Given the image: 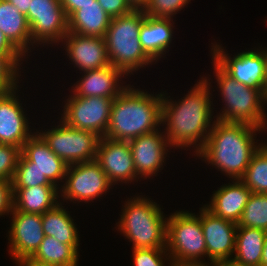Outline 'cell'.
I'll use <instances>...</instances> for the list:
<instances>
[{
  "label": "cell",
  "instance_id": "6da1fadb",
  "mask_svg": "<svg viewBox=\"0 0 267 266\" xmlns=\"http://www.w3.org/2000/svg\"><path fill=\"white\" fill-rule=\"evenodd\" d=\"M208 78L202 76L179 101H172L170 96L166 97L168 93L162 92L161 124L166 125L164 133L170 148L186 150L189 147L190 150L193 147L197 154L205 144L215 121L210 93L212 82Z\"/></svg>",
  "mask_w": 267,
  "mask_h": 266
},
{
  "label": "cell",
  "instance_id": "7a4b0ae2",
  "mask_svg": "<svg viewBox=\"0 0 267 266\" xmlns=\"http://www.w3.org/2000/svg\"><path fill=\"white\" fill-rule=\"evenodd\" d=\"M260 131L263 129L246 123L216 119L205 144L194 155L231 178V182L241 179L252 156L262 145L258 140L255 142V135Z\"/></svg>",
  "mask_w": 267,
  "mask_h": 266
},
{
  "label": "cell",
  "instance_id": "3957f363",
  "mask_svg": "<svg viewBox=\"0 0 267 266\" xmlns=\"http://www.w3.org/2000/svg\"><path fill=\"white\" fill-rule=\"evenodd\" d=\"M133 87L114 98L104 137L129 141L162 126V92L149 94Z\"/></svg>",
  "mask_w": 267,
  "mask_h": 266
},
{
  "label": "cell",
  "instance_id": "277c9868",
  "mask_svg": "<svg viewBox=\"0 0 267 266\" xmlns=\"http://www.w3.org/2000/svg\"><path fill=\"white\" fill-rule=\"evenodd\" d=\"M150 199L140 195L123 203L117 231L132 242V249L166 248L167 217Z\"/></svg>",
  "mask_w": 267,
  "mask_h": 266
},
{
  "label": "cell",
  "instance_id": "5b68a950",
  "mask_svg": "<svg viewBox=\"0 0 267 266\" xmlns=\"http://www.w3.org/2000/svg\"><path fill=\"white\" fill-rule=\"evenodd\" d=\"M214 76L222 102L225 104L215 118L224 122L246 123L267 129L266 94L256 87L246 86L228 75L213 59Z\"/></svg>",
  "mask_w": 267,
  "mask_h": 266
},
{
  "label": "cell",
  "instance_id": "8992f818",
  "mask_svg": "<svg viewBox=\"0 0 267 266\" xmlns=\"http://www.w3.org/2000/svg\"><path fill=\"white\" fill-rule=\"evenodd\" d=\"M145 16L142 10H133L125 16L112 18L104 37L110 64L126 76L154 62L139 40Z\"/></svg>",
  "mask_w": 267,
  "mask_h": 266
},
{
  "label": "cell",
  "instance_id": "52a82bcc",
  "mask_svg": "<svg viewBox=\"0 0 267 266\" xmlns=\"http://www.w3.org/2000/svg\"><path fill=\"white\" fill-rule=\"evenodd\" d=\"M199 210L200 215L176 211L167 217L166 250L172 263L203 262L207 256Z\"/></svg>",
  "mask_w": 267,
  "mask_h": 266
},
{
  "label": "cell",
  "instance_id": "ba28073f",
  "mask_svg": "<svg viewBox=\"0 0 267 266\" xmlns=\"http://www.w3.org/2000/svg\"><path fill=\"white\" fill-rule=\"evenodd\" d=\"M55 128L36 130L52 150L67 165L96 159L100 136L94 132L68 126L63 120ZM42 131V132H41Z\"/></svg>",
  "mask_w": 267,
  "mask_h": 266
},
{
  "label": "cell",
  "instance_id": "9c48e42d",
  "mask_svg": "<svg viewBox=\"0 0 267 266\" xmlns=\"http://www.w3.org/2000/svg\"><path fill=\"white\" fill-rule=\"evenodd\" d=\"M212 59L238 82L267 92V48L259 47L229 56L224 47L211 43Z\"/></svg>",
  "mask_w": 267,
  "mask_h": 266
},
{
  "label": "cell",
  "instance_id": "30bf717a",
  "mask_svg": "<svg viewBox=\"0 0 267 266\" xmlns=\"http://www.w3.org/2000/svg\"><path fill=\"white\" fill-rule=\"evenodd\" d=\"M64 181L59 190L61 201L73 203L93 202L114 186L95 160L68 165Z\"/></svg>",
  "mask_w": 267,
  "mask_h": 266
},
{
  "label": "cell",
  "instance_id": "8fae6325",
  "mask_svg": "<svg viewBox=\"0 0 267 266\" xmlns=\"http://www.w3.org/2000/svg\"><path fill=\"white\" fill-rule=\"evenodd\" d=\"M113 100L69 95L64 101L61 120L72 128L91 131L102 138L107 132Z\"/></svg>",
  "mask_w": 267,
  "mask_h": 266
},
{
  "label": "cell",
  "instance_id": "7c38bea8",
  "mask_svg": "<svg viewBox=\"0 0 267 266\" xmlns=\"http://www.w3.org/2000/svg\"><path fill=\"white\" fill-rule=\"evenodd\" d=\"M26 17L36 46L60 44L68 33V17L60 0H32Z\"/></svg>",
  "mask_w": 267,
  "mask_h": 266
},
{
  "label": "cell",
  "instance_id": "4fadbf2b",
  "mask_svg": "<svg viewBox=\"0 0 267 266\" xmlns=\"http://www.w3.org/2000/svg\"><path fill=\"white\" fill-rule=\"evenodd\" d=\"M95 161L114 185L132 183L136 179L137 182L140 179L136 173L128 141L100 138Z\"/></svg>",
  "mask_w": 267,
  "mask_h": 266
},
{
  "label": "cell",
  "instance_id": "5bb4252c",
  "mask_svg": "<svg viewBox=\"0 0 267 266\" xmlns=\"http://www.w3.org/2000/svg\"><path fill=\"white\" fill-rule=\"evenodd\" d=\"M8 231L9 252L14 260L32 257L44 239L41 214L25 213L13 209Z\"/></svg>",
  "mask_w": 267,
  "mask_h": 266
},
{
  "label": "cell",
  "instance_id": "9a60e30c",
  "mask_svg": "<svg viewBox=\"0 0 267 266\" xmlns=\"http://www.w3.org/2000/svg\"><path fill=\"white\" fill-rule=\"evenodd\" d=\"M160 130V131H159ZM129 140L137 175L142 179L157 176L163 169L170 146L161 129ZM169 147V149H168Z\"/></svg>",
  "mask_w": 267,
  "mask_h": 266
},
{
  "label": "cell",
  "instance_id": "2e32d148",
  "mask_svg": "<svg viewBox=\"0 0 267 266\" xmlns=\"http://www.w3.org/2000/svg\"><path fill=\"white\" fill-rule=\"evenodd\" d=\"M19 87L0 92V144H10L22 149L23 144L34 134L25 110L20 103Z\"/></svg>",
  "mask_w": 267,
  "mask_h": 266
},
{
  "label": "cell",
  "instance_id": "e0dca14e",
  "mask_svg": "<svg viewBox=\"0 0 267 266\" xmlns=\"http://www.w3.org/2000/svg\"><path fill=\"white\" fill-rule=\"evenodd\" d=\"M201 227L206 242L207 260H232L237 224L215 216L203 205Z\"/></svg>",
  "mask_w": 267,
  "mask_h": 266
},
{
  "label": "cell",
  "instance_id": "ac0fdd59",
  "mask_svg": "<svg viewBox=\"0 0 267 266\" xmlns=\"http://www.w3.org/2000/svg\"><path fill=\"white\" fill-rule=\"evenodd\" d=\"M62 46L66 49L69 61L79 71L98 69L110 64L105 38L68 32L63 38Z\"/></svg>",
  "mask_w": 267,
  "mask_h": 266
},
{
  "label": "cell",
  "instance_id": "d6986e66",
  "mask_svg": "<svg viewBox=\"0 0 267 266\" xmlns=\"http://www.w3.org/2000/svg\"><path fill=\"white\" fill-rule=\"evenodd\" d=\"M80 73L83 75L73 85L74 87L72 86V93L80 97L115 98L130 85H123L120 82L126 75L111 64Z\"/></svg>",
  "mask_w": 267,
  "mask_h": 266
},
{
  "label": "cell",
  "instance_id": "ffe728a7",
  "mask_svg": "<svg viewBox=\"0 0 267 266\" xmlns=\"http://www.w3.org/2000/svg\"><path fill=\"white\" fill-rule=\"evenodd\" d=\"M21 154L32 162V167L44 174L51 184L60 189L59 183H64L68 165L50 150L37 132H34L23 144Z\"/></svg>",
  "mask_w": 267,
  "mask_h": 266
},
{
  "label": "cell",
  "instance_id": "44dd1931",
  "mask_svg": "<svg viewBox=\"0 0 267 266\" xmlns=\"http://www.w3.org/2000/svg\"><path fill=\"white\" fill-rule=\"evenodd\" d=\"M252 191L240 179L223 184L204 206L215 216L238 224Z\"/></svg>",
  "mask_w": 267,
  "mask_h": 266
},
{
  "label": "cell",
  "instance_id": "7402d4cb",
  "mask_svg": "<svg viewBox=\"0 0 267 266\" xmlns=\"http://www.w3.org/2000/svg\"><path fill=\"white\" fill-rule=\"evenodd\" d=\"M173 26L174 22L171 18L145 16L140 28L139 40L144 52L154 63L169 52L168 48L173 40Z\"/></svg>",
  "mask_w": 267,
  "mask_h": 266
},
{
  "label": "cell",
  "instance_id": "603a6c76",
  "mask_svg": "<svg viewBox=\"0 0 267 266\" xmlns=\"http://www.w3.org/2000/svg\"><path fill=\"white\" fill-rule=\"evenodd\" d=\"M0 31L24 56L35 46L26 15L6 0H0Z\"/></svg>",
  "mask_w": 267,
  "mask_h": 266
},
{
  "label": "cell",
  "instance_id": "cb8c5ba5",
  "mask_svg": "<svg viewBox=\"0 0 267 266\" xmlns=\"http://www.w3.org/2000/svg\"><path fill=\"white\" fill-rule=\"evenodd\" d=\"M13 189V209L25 213L44 214L60 203L56 186H34ZM59 199V201H57Z\"/></svg>",
  "mask_w": 267,
  "mask_h": 266
},
{
  "label": "cell",
  "instance_id": "d4e9b609",
  "mask_svg": "<svg viewBox=\"0 0 267 266\" xmlns=\"http://www.w3.org/2000/svg\"><path fill=\"white\" fill-rule=\"evenodd\" d=\"M111 19L98 1L97 4H87L68 18V32L104 38Z\"/></svg>",
  "mask_w": 267,
  "mask_h": 266
},
{
  "label": "cell",
  "instance_id": "484cf974",
  "mask_svg": "<svg viewBox=\"0 0 267 266\" xmlns=\"http://www.w3.org/2000/svg\"><path fill=\"white\" fill-rule=\"evenodd\" d=\"M267 231L237 226L232 260L241 266H260Z\"/></svg>",
  "mask_w": 267,
  "mask_h": 266
},
{
  "label": "cell",
  "instance_id": "4316f807",
  "mask_svg": "<svg viewBox=\"0 0 267 266\" xmlns=\"http://www.w3.org/2000/svg\"><path fill=\"white\" fill-rule=\"evenodd\" d=\"M64 207L60 202L41 215L44 234L68 245H80L74 219Z\"/></svg>",
  "mask_w": 267,
  "mask_h": 266
},
{
  "label": "cell",
  "instance_id": "83f0119b",
  "mask_svg": "<svg viewBox=\"0 0 267 266\" xmlns=\"http://www.w3.org/2000/svg\"><path fill=\"white\" fill-rule=\"evenodd\" d=\"M80 245H68L52 236H44L38 250L32 258L38 262L54 266H79Z\"/></svg>",
  "mask_w": 267,
  "mask_h": 266
},
{
  "label": "cell",
  "instance_id": "f1b7e54d",
  "mask_svg": "<svg viewBox=\"0 0 267 266\" xmlns=\"http://www.w3.org/2000/svg\"><path fill=\"white\" fill-rule=\"evenodd\" d=\"M261 143L240 180L252 193L267 194V146Z\"/></svg>",
  "mask_w": 267,
  "mask_h": 266
},
{
  "label": "cell",
  "instance_id": "f546056e",
  "mask_svg": "<svg viewBox=\"0 0 267 266\" xmlns=\"http://www.w3.org/2000/svg\"><path fill=\"white\" fill-rule=\"evenodd\" d=\"M237 226L267 231V194L250 195Z\"/></svg>",
  "mask_w": 267,
  "mask_h": 266
},
{
  "label": "cell",
  "instance_id": "4dcf8cb0",
  "mask_svg": "<svg viewBox=\"0 0 267 266\" xmlns=\"http://www.w3.org/2000/svg\"><path fill=\"white\" fill-rule=\"evenodd\" d=\"M12 188H30L34 186H55L51 184L44 174L32 167V162L28 161L22 154L19 155Z\"/></svg>",
  "mask_w": 267,
  "mask_h": 266
},
{
  "label": "cell",
  "instance_id": "1f68e13d",
  "mask_svg": "<svg viewBox=\"0 0 267 266\" xmlns=\"http://www.w3.org/2000/svg\"><path fill=\"white\" fill-rule=\"evenodd\" d=\"M23 58H25L23 54H0V92L19 87Z\"/></svg>",
  "mask_w": 267,
  "mask_h": 266
},
{
  "label": "cell",
  "instance_id": "d6a6232c",
  "mask_svg": "<svg viewBox=\"0 0 267 266\" xmlns=\"http://www.w3.org/2000/svg\"><path fill=\"white\" fill-rule=\"evenodd\" d=\"M132 253L133 266H165L167 260L170 261L167 266L172 264L166 248H135Z\"/></svg>",
  "mask_w": 267,
  "mask_h": 266
},
{
  "label": "cell",
  "instance_id": "836d02e7",
  "mask_svg": "<svg viewBox=\"0 0 267 266\" xmlns=\"http://www.w3.org/2000/svg\"><path fill=\"white\" fill-rule=\"evenodd\" d=\"M191 0H149L142 10L145 15L156 18H171L181 11Z\"/></svg>",
  "mask_w": 267,
  "mask_h": 266
},
{
  "label": "cell",
  "instance_id": "e575fe53",
  "mask_svg": "<svg viewBox=\"0 0 267 266\" xmlns=\"http://www.w3.org/2000/svg\"><path fill=\"white\" fill-rule=\"evenodd\" d=\"M21 149L10 144H0V180L12 181Z\"/></svg>",
  "mask_w": 267,
  "mask_h": 266
},
{
  "label": "cell",
  "instance_id": "d590c367",
  "mask_svg": "<svg viewBox=\"0 0 267 266\" xmlns=\"http://www.w3.org/2000/svg\"><path fill=\"white\" fill-rule=\"evenodd\" d=\"M102 9L111 17L130 14L133 9L126 0H97Z\"/></svg>",
  "mask_w": 267,
  "mask_h": 266
},
{
  "label": "cell",
  "instance_id": "8d00e7d4",
  "mask_svg": "<svg viewBox=\"0 0 267 266\" xmlns=\"http://www.w3.org/2000/svg\"><path fill=\"white\" fill-rule=\"evenodd\" d=\"M13 210L12 182L0 180V216L9 215Z\"/></svg>",
  "mask_w": 267,
  "mask_h": 266
},
{
  "label": "cell",
  "instance_id": "74e56055",
  "mask_svg": "<svg viewBox=\"0 0 267 266\" xmlns=\"http://www.w3.org/2000/svg\"><path fill=\"white\" fill-rule=\"evenodd\" d=\"M60 3L69 18L76 10L87 4H97V0H60Z\"/></svg>",
  "mask_w": 267,
  "mask_h": 266
},
{
  "label": "cell",
  "instance_id": "f35d334b",
  "mask_svg": "<svg viewBox=\"0 0 267 266\" xmlns=\"http://www.w3.org/2000/svg\"><path fill=\"white\" fill-rule=\"evenodd\" d=\"M0 54H22L0 31Z\"/></svg>",
  "mask_w": 267,
  "mask_h": 266
},
{
  "label": "cell",
  "instance_id": "ab89813d",
  "mask_svg": "<svg viewBox=\"0 0 267 266\" xmlns=\"http://www.w3.org/2000/svg\"><path fill=\"white\" fill-rule=\"evenodd\" d=\"M6 1L10 2L14 7H17L22 14L27 15L32 0H6Z\"/></svg>",
  "mask_w": 267,
  "mask_h": 266
},
{
  "label": "cell",
  "instance_id": "60d3db41",
  "mask_svg": "<svg viewBox=\"0 0 267 266\" xmlns=\"http://www.w3.org/2000/svg\"><path fill=\"white\" fill-rule=\"evenodd\" d=\"M19 266H54L47 263H42L34 260L32 257H25L15 260Z\"/></svg>",
  "mask_w": 267,
  "mask_h": 266
},
{
  "label": "cell",
  "instance_id": "b9f144b4",
  "mask_svg": "<svg viewBox=\"0 0 267 266\" xmlns=\"http://www.w3.org/2000/svg\"><path fill=\"white\" fill-rule=\"evenodd\" d=\"M133 10H143L149 0H126Z\"/></svg>",
  "mask_w": 267,
  "mask_h": 266
},
{
  "label": "cell",
  "instance_id": "7bdbcfd3",
  "mask_svg": "<svg viewBox=\"0 0 267 266\" xmlns=\"http://www.w3.org/2000/svg\"><path fill=\"white\" fill-rule=\"evenodd\" d=\"M211 266H241L233 260H216L211 261Z\"/></svg>",
  "mask_w": 267,
  "mask_h": 266
},
{
  "label": "cell",
  "instance_id": "ee69618b",
  "mask_svg": "<svg viewBox=\"0 0 267 266\" xmlns=\"http://www.w3.org/2000/svg\"><path fill=\"white\" fill-rule=\"evenodd\" d=\"M260 266H267V233L264 240Z\"/></svg>",
  "mask_w": 267,
  "mask_h": 266
},
{
  "label": "cell",
  "instance_id": "f6af8a7d",
  "mask_svg": "<svg viewBox=\"0 0 267 266\" xmlns=\"http://www.w3.org/2000/svg\"><path fill=\"white\" fill-rule=\"evenodd\" d=\"M171 266H211V262L172 263Z\"/></svg>",
  "mask_w": 267,
  "mask_h": 266
}]
</instances>
